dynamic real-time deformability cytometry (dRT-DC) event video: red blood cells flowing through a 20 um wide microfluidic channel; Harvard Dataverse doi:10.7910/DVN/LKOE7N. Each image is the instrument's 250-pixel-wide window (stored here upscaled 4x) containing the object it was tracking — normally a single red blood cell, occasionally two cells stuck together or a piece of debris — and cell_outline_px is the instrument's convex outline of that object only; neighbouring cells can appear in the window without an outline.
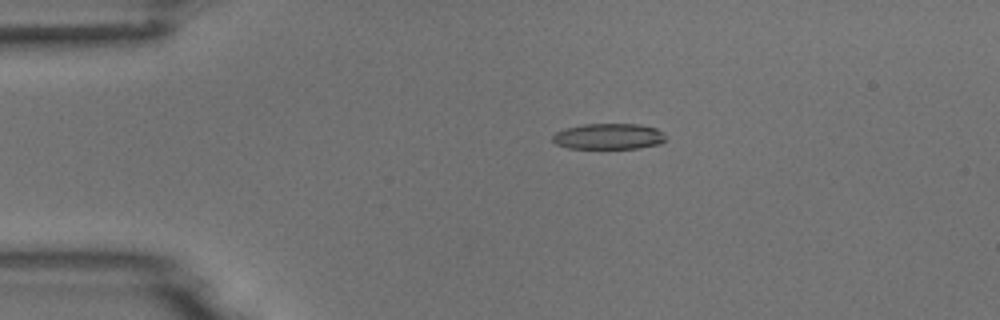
{"species": "common noctule bat (a hibernating species)", "species_latin": "Nyctalus noctula", "temperature_condition": "room temperature", "stored_images_in_passage": 6, "camera_frame_rate_fps": 3000, "um_per_image_px": 0.085, "animal": {"sex": "male", "body_mass_g": 18.8}, "frame": {"image": 1, "passage_image": 3, "time_ms": 2.333, "image_size_px": [1000, 320], "cell_outline_px": [[664, 140], [660, 144], [640, 148], [568, 148], [556, 144], [552, 140], [552, 136], [556, 132], [564, 128], [584, 124], [640, 124], [656, 128], [664, 136]], "centroid_in_image_um": [51.7, 11.59], "position_along_channel_um": 33.3, "area_um2": 16.99}}
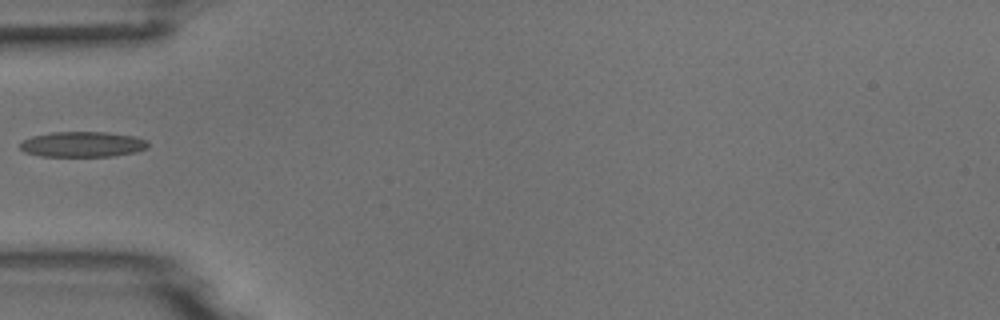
{"frame": {"image": 2, "passage_image": 5, "time_ms": 4.667, "image_size_px": [1000, 320], "cell_outline_px": [[148, 148], [136, 152], [112, 156], [40, 156], [24, 152], [20, 148], [20, 144], [24, 140], [32, 136], [52, 132], [104, 132], [136, 136], [148, 140]], "centroid_in_image_um": [7.04, 12.26], "position_along_channel_um": 78.0, "area_um2": 19.02}}